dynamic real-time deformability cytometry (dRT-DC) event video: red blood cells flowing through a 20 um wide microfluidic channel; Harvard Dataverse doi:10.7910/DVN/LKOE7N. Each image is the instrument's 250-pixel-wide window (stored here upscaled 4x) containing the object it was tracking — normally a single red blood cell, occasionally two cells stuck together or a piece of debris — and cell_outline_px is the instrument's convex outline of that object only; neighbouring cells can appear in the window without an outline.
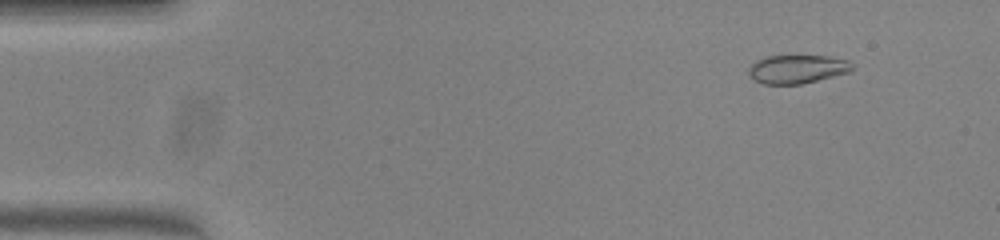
{"species": "common noctule bat (a hibernating species)", "species_latin": "Nyctalus noctula", "temperature_condition": "warm", "stored_images_in_passage": 49, "camera_frame_rate_fps": 3000, "um_per_image_px": 0.085, "animal": {"sex": "female", "body_mass_g": 23.0, "forearm_length_mm": 53.4}, "frame": {"image": 1, "passage_image": 3, "time_ms": 0.667, "image_size_px": [1000, 240], "cell_outline_px": [[852, 68], [848, 72], [800, 84], [764, 84], [748, 76], [748, 68], [756, 60], [768, 56], [828, 56], [848, 60], [852, 64]], "centroid_in_image_um": [67.72, 5.87], "position_along_channel_um": 17.3, "area_um2": 16.99}}
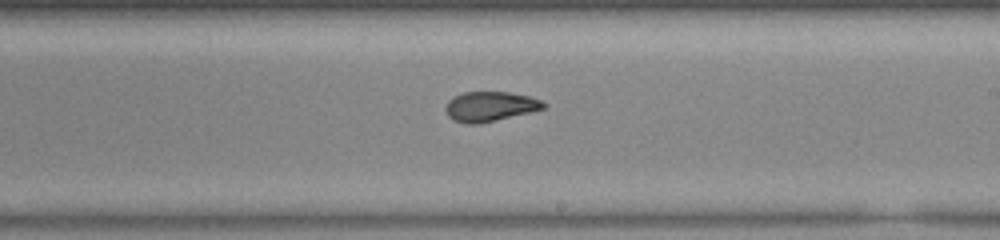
{"frame": {"image": 2, "passage_image": 28, "time_ms": 9.0, "image_size_px": [1000, 240], "cell_outline_px": [[548, 104], [544, 108], [528, 112], [476, 124], [468, 124], [456, 120], [448, 116], [444, 108], [448, 100], [464, 92], [508, 92], [528, 96], [540, 100]], "centroid_in_image_um": [41.63, 9.03], "position_along_channel_um": 247.4, "area_um2": 16.59}}
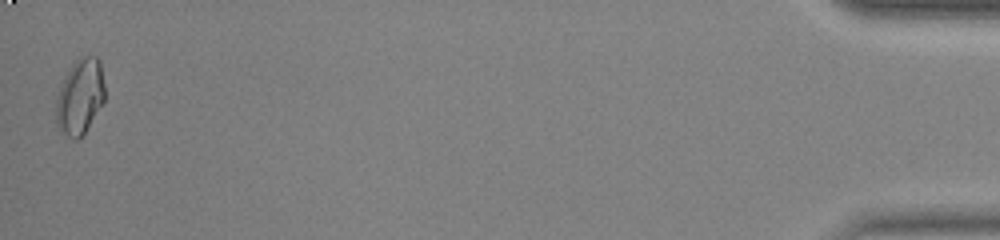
{"frame": {"image": 3, "passage_image": 49, "time_ms": 16.0, "image_size_px": [1000, 240], "cell_outline_px": [[104, 104], [84, 132], [76, 140], [72, 140], [56, 124], [56, 96], [72, 64], [80, 56], [96, 56], [100, 60], [104, 84]], "centroid_in_image_um": [6.82, 8.2], "position_along_channel_um": 428.4, "area_um2": 21.27}, "authors_computed_cell_mechanics": {"area_um2": 17.629, "velocity_mm_per_s": 3.9644, "shape_relaxation_time_tau1_ms": 9.7364, "shape_relaxation_time_tau2_ms": 0.9674, "deformation_change_tau1": 0.2652, "deformation_change_tau2": 0.0564}}